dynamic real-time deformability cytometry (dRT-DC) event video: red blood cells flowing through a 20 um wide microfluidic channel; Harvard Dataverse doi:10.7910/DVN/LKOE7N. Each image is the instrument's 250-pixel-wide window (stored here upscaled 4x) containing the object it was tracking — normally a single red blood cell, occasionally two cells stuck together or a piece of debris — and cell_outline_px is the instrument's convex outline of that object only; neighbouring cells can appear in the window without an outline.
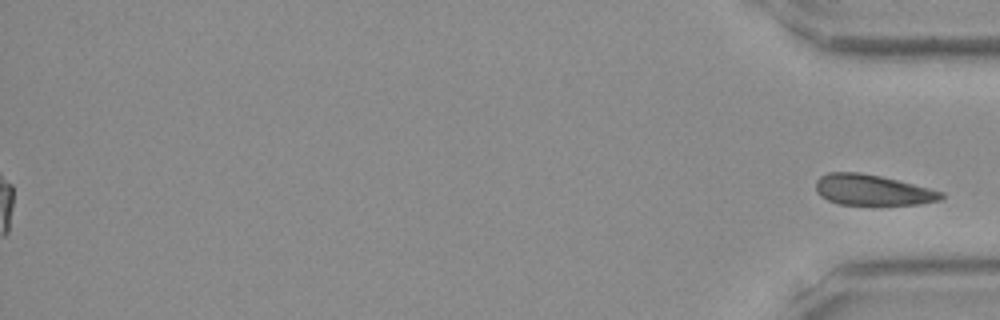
{"species": "Egyptian fruit bat (a non-hibernating species)", "species_latin": "Rousettus aegyptiacus", "temperature_condition": "room temperature", "stored_images_in_passage": 48, "segment_of_instrument_passage": [2, 2], "camera_frame_rate_fps": 3000, "um_per_image_px": 0.085, "frame": {"image": 1, "passage_image": 48, "time_ms": 15.667, "image_size_px": [1000, 320], "cell_outline_px": [[944, 196], [940, 200], [920, 204], [840, 204], [828, 200], [820, 196], [816, 192], [816, 180], [820, 176], [828, 172], [860, 172], [880, 176], [944, 192]], "centroid_in_image_um": [74.12, 16.14], "position_along_channel_um": 361.1, "area_um2": 22.2}}